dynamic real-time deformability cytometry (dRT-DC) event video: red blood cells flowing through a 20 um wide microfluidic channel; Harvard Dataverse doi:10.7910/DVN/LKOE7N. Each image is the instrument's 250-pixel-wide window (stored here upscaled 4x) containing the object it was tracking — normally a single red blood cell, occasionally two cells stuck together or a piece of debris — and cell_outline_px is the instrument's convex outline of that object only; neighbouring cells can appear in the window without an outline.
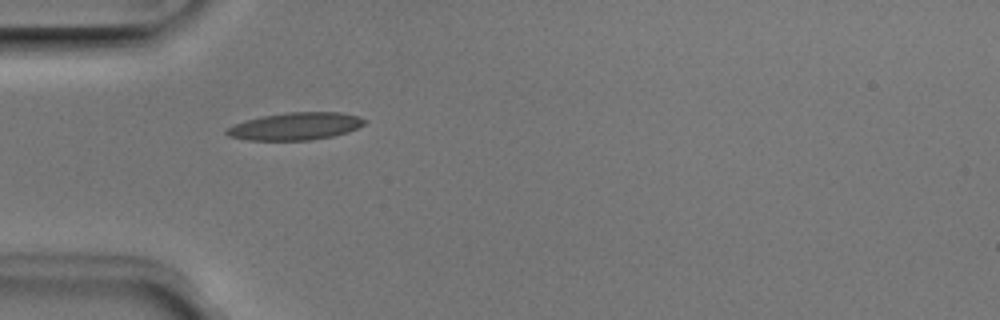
{"species": "Egyptian fruit bat (a non-hibernating species)", "species_latin": "Rousettus aegyptiacus", "temperature_condition": "room temperature", "stored_images_in_passage": 3, "camera_frame_rate_fps": 3000, "um_per_image_px": 0.085, "animal": {"sex": "male"}, "frame": {"image": 1, "passage_image": 3, "time_ms": 0.667, "image_size_px": [1000, 320], "cell_outline_px": [[368, 120], [364, 124], [348, 132], [332, 136], [312, 140], [248, 140], [228, 136], [224, 132], [228, 128], [244, 120], [260, 116], [288, 112], [340, 112], [360, 116]], "centroid_in_image_um": [25.13, 10.72], "position_along_channel_um": 59.9, "area_um2": 22.14}}